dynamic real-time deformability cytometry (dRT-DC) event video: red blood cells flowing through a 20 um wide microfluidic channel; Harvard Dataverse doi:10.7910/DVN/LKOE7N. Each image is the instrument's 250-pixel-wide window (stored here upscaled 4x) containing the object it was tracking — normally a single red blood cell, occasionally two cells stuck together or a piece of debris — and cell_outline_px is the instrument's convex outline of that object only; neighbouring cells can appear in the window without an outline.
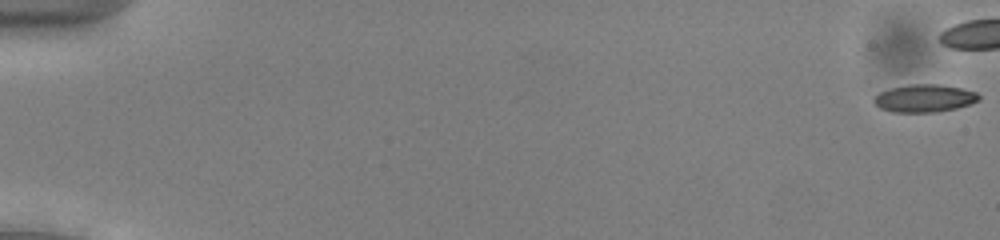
{"species": "common noctule bat (a hibernating species)", "species_latin": "Nyctalus noctula", "temperature_condition": "cold", "stored_images_in_passage": 44, "camera_frame_rate_fps": 3000, "um_per_image_px": 0.085, "animal": {"sex": "male", "body_mass_g": 13.0, "forearm_length_mm": 53.1}, "frame": {"image": 1, "passage_image": 1, "time_ms": 0.0, "image_size_px": [1000, 240], "cell_outline_px": [[980, 100], [956, 108], [936, 112], [892, 112], [880, 108], [872, 100], [880, 92], [888, 88], [908, 84], [936, 84], [960, 88], [976, 92], [980, 96]], "centroid_in_image_um": [78.55, 8.35], "position_along_channel_um": 6.5, "area_um2": 16.88}}
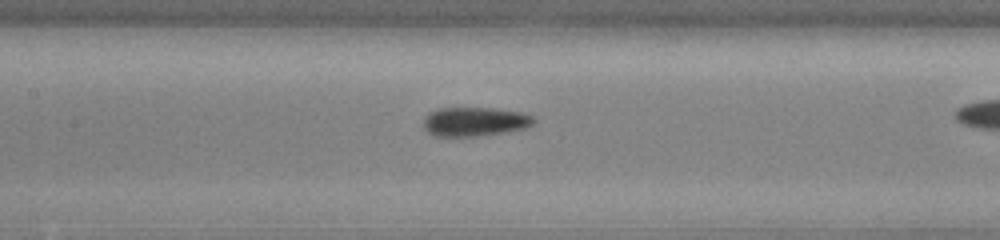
{"frame": {"image": 2, "passage_image": 27, "time_ms": 8.667, "image_size_px": [1000, 240], "cell_outline_px": [[536, 120], [532, 124], [524, 128], [508, 132], [476, 136], [436, 136], [428, 132], [424, 128], [424, 116], [428, 112], [436, 108], [492, 108], [520, 112], [532, 116]], "centroid_in_image_um": [40.32, 10.33], "position_along_channel_um": 167.1, "area_um2": 18.73}}
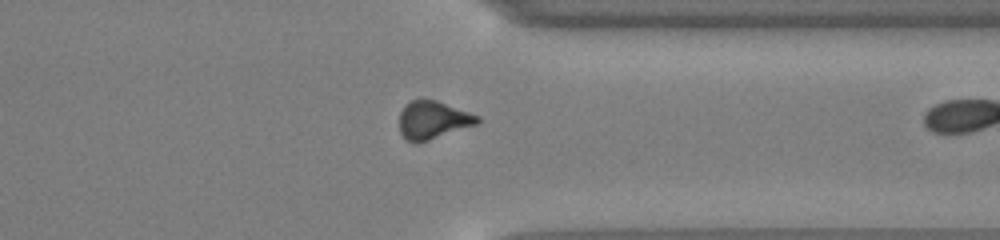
{"frame": {"image": 3, "passage_image": 43, "time_ms": 14.0, "image_size_px": [1000, 240], "cell_outline_px": [[480, 120], [476, 124], [420, 144], [416, 144], [408, 140], [400, 132], [400, 112], [404, 104], [412, 100], [436, 100], [480, 116]], "centroid_in_image_um": [36.78, 10.22], "position_along_channel_um": 374.6, "area_um2": 17.28}}